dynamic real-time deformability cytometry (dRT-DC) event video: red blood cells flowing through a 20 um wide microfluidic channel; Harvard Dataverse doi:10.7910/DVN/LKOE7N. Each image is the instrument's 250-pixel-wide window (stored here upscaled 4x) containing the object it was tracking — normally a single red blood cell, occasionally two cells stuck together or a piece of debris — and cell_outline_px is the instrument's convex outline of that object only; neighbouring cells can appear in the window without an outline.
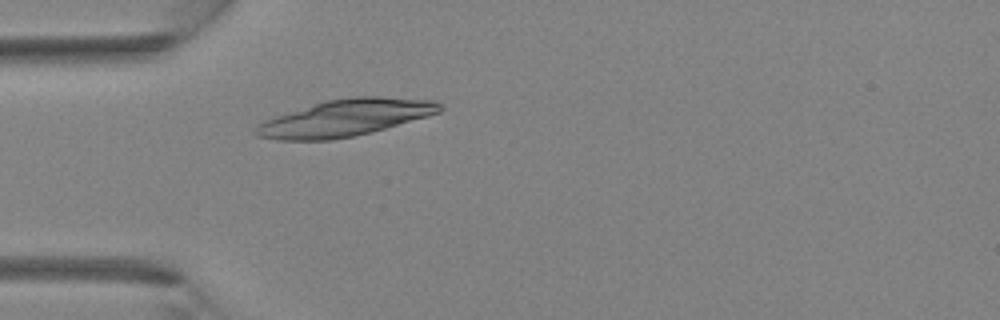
{"species": "Egyptian fruit bat (a non-hibernating species)", "species_latin": "Rousettus aegyptiacus", "temperature_condition": "room temperature", "stored_images_in_passage": 3, "camera_frame_rate_fps": 3000, "um_per_image_px": 0.085, "animal": {"sex": "female"}, "frame": {"image": 1, "passage_image": 3, "time_ms": 2.333, "image_size_px": [1000, 320], "cell_outline_px": [[444, 108], [440, 112], [428, 116], [384, 128], [352, 136], [332, 140], [276, 140], [256, 136], [252, 132], [256, 124], [264, 120], [324, 100], [352, 96], [380, 96], [436, 100]], "centroid_in_image_um": [29.31, 10.01], "position_along_channel_um": 55.7, "area_um2": 39.42}}